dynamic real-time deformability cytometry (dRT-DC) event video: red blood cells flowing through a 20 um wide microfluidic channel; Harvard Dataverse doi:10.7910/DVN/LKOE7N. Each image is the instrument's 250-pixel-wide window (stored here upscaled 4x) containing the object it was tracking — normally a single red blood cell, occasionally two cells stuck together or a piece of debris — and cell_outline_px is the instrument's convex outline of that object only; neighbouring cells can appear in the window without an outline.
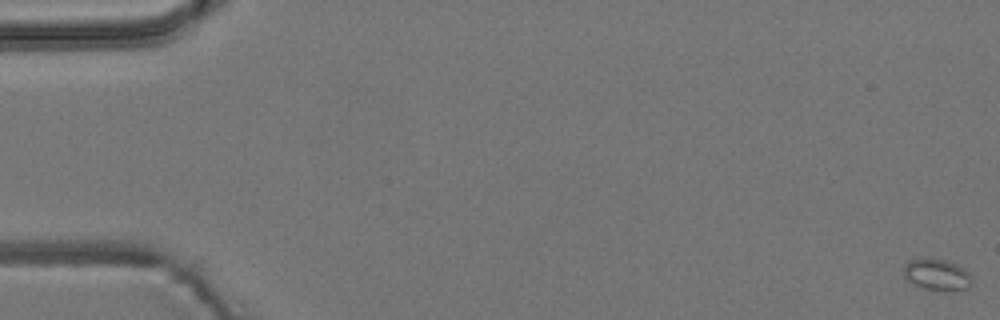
{"species": "common noctule bat (a hibernating species)", "species_latin": "Nyctalus noctula", "temperature_condition": "room temperature", "stored_images_in_passage": 4, "camera_frame_rate_fps": 3000, "um_per_image_px": 0.085, "animal": {"sex": "male", "body_mass_g": 19.2, "forearm_length_mm": 51.8}, "frame": {"image": 1, "passage_image": 1, "time_ms": 0.0, "image_size_px": [1000, 320], "cell_outline_px": [[972, 284], [968, 288], [924, 288], [908, 280], [904, 276], [904, 264], [912, 260], [944, 260], [956, 264], [964, 268], [972, 276]], "centroid_in_image_um": [79.66, 23.32], "position_along_channel_um": 5.3, "area_um2": 11.62}}